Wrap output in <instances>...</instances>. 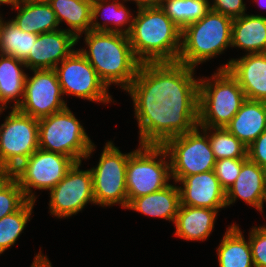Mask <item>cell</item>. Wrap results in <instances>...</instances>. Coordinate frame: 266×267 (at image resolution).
Masks as SVG:
<instances>
[{"label": "cell", "instance_id": "cell-33", "mask_svg": "<svg viewBox=\"0 0 266 267\" xmlns=\"http://www.w3.org/2000/svg\"><path fill=\"white\" fill-rule=\"evenodd\" d=\"M245 160L232 158L216 160L213 171L225 191L234 184Z\"/></svg>", "mask_w": 266, "mask_h": 267}, {"label": "cell", "instance_id": "cell-22", "mask_svg": "<svg viewBox=\"0 0 266 267\" xmlns=\"http://www.w3.org/2000/svg\"><path fill=\"white\" fill-rule=\"evenodd\" d=\"M179 207V188L169 184L161 190L134 198L126 209L175 222Z\"/></svg>", "mask_w": 266, "mask_h": 267}, {"label": "cell", "instance_id": "cell-13", "mask_svg": "<svg viewBox=\"0 0 266 267\" xmlns=\"http://www.w3.org/2000/svg\"><path fill=\"white\" fill-rule=\"evenodd\" d=\"M34 75L26 77L24 96L16 108L20 112L40 119L67 108L63 92L54 69H34Z\"/></svg>", "mask_w": 266, "mask_h": 267}, {"label": "cell", "instance_id": "cell-11", "mask_svg": "<svg viewBox=\"0 0 266 267\" xmlns=\"http://www.w3.org/2000/svg\"><path fill=\"white\" fill-rule=\"evenodd\" d=\"M74 163L71 157L38 148L11 172V175L17 180L25 197L30 201H36L37 197L31 188L39 190L54 188Z\"/></svg>", "mask_w": 266, "mask_h": 267}, {"label": "cell", "instance_id": "cell-6", "mask_svg": "<svg viewBox=\"0 0 266 267\" xmlns=\"http://www.w3.org/2000/svg\"><path fill=\"white\" fill-rule=\"evenodd\" d=\"M39 148L82 162L90 157L94 143L69 107L38 119Z\"/></svg>", "mask_w": 266, "mask_h": 267}, {"label": "cell", "instance_id": "cell-36", "mask_svg": "<svg viewBox=\"0 0 266 267\" xmlns=\"http://www.w3.org/2000/svg\"><path fill=\"white\" fill-rule=\"evenodd\" d=\"M247 156L266 169V130L248 147Z\"/></svg>", "mask_w": 266, "mask_h": 267}, {"label": "cell", "instance_id": "cell-34", "mask_svg": "<svg viewBox=\"0 0 266 267\" xmlns=\"http://www.w3.org/2000/svg\"><path fill=\"white\" fill-rule=\"evenodd\" d=\"M249 244L255 267H266V226L253 227L249 233Z\"/></svg>", "mask_w": 266, "mask_h": 267}, {"label": "cell", "instance_id": "cell-31", "mask_svg": "<svg viewBox=\"0 0 266 267\" xmlns=\"http://www.w3.org/2000/svg\"><path fill=\"white\" fill-rule=\"evenodd\" d=\"M212 131L214 132H211ZM208 135L215 159H247L248 148L226 128H208Z\"/></svg>", "mask_w": 266, "mask_h": 267}, {"label": "cell", "instance_id": "cell-29", "mask_svg": "<svg viewBox=\"0 0 266 267\" xmlns=\"http://www.w3.org/2000/svg\"><path fill=\"white\" fill-rule=\"evenodd\" d=\"M209 0H161L160 8L182 30L210 10Z\"/></svg>", "mask_w": 266, "mask_h": 267}, {"label": "cell", "instance_id": "cell-16", "mask_svg": "<svg viewBox=\"0 0 266 267\" xmlns=\"http://www.w3.org/2000/svg\"><path fill=\"white\" fill-rule=\"evenodd\" d=\"M179 187L180 205L215 209L226 206V191L213 170L192 174L182 178Z\"/></svg>", "mask_w": 266, "mask_h": 267}, {"label": "cell", "instance_id": "cell-41", "mask_svg": "<svg viewBox=\"0 0 266 267\" xmlns=\"http://www.w3.org/2000/svg\"><path fill=\"white\" fill-rule=\"evenodd\" d=\"M258 2V4L261 6V7H263V9L265 8L266 9V5H262L261 3H259L260 1H262V0H255V2ZM263 3H264V0H263Z\"/></svg>", "mask_w": 266, "mask_h": 267}, {"label": "cell", "instance_id": "cell-35", "mask_svg": "<svg viewBox=\"0 0 266 267\" xmlns=\"http://www.w3.org/2000/svg\"><path fill=\"white\" fill-rule=\"evenodd\" d=\"M209 6L211 10L229 16L232 19L246 14V5L243 0H213V4H209Z\"/></svg>", "mask_w": 266, "mask_h": 267}, {"label": "cell", "instance_id": "cell-19", "mask_svg": "<svg viewBox=\"0 0 266 267\" xmlns=\"http://www.w3.org/2000/svg\"><path fill=\"white\" fill-rule=\"evenodd\" d=\"M225 128L248 148L266 130V102L246 99Z\"/></svg>", "mask_w": 266, "mask_h": 267}, {"label": "cell", "instance_id": "cell-2", "mask_svg": "<svg viewBox=\"0 0 266 267\" xmlns=\"http://www.w3.org/2000/svg\"><path fill=\"white\" fill-rule=\"evenodd\" d=\"M128 34L133 53L142 63L177 62L181 29L160 8H138Z\"/></svg>", "mask_w": 266, "mask_h": 267}, {"label": "cell", "instance_id": "cell-39", "mask_svg": "<svg viewBox=\"0 0 266 267\" xmlns=\"http://www.w3.org/2000/svg\"><path fill=\"white\" fill-rule=\"evenodd\" d=\"M10 175L11 172L0 162V184L4 182Z\"/></svg>", "mask_w": 266, "mask_h": 267}, {"label": "cell", "instance_id": "cell-40", "mask_svg": "<svg viewBox=\"0 0 266 267\" xmlns=\"http://www.w3.org/2000/svg\"><path fill=\"white\" fill-rule=\"evenodd\" d=\"M18 0H0V4H11V7H13Z\"/></svg>", "mask_w": 266, "mask_h": 267}, {"label": "cell", "instance_id": "cell-20", "mask_svg": "<svg viewBox=\"0 0 266 267\" xmlns=\"http://www.w3.org/2000/svg\"><path fill=\"white\" fill-rule=\"evenodd\" d=\"M13 9L18 14L12 21L24 32L39 35L59 30L58 20L49 2L18 0Z\"/></svg>", "mask_w": 266, "mask_h": 267}, {"label": "cell", "instance_id": "cell-38", "mask_svg": "<svg viewBox=\"0 0 266 267\" xmlns=\"http://www.w3.org/2000/svg\"><path fill=\"white\" fill-rule=\"evenodd\" d=\"M122 1H134L138 8L143 7H156L160 5L161 0H122Z\"/></svg>", "mask_w": 266, "mask_h": 267}, {"label": "cell", "instance_id": "cell-27", "mask_svg": "<svg viewBox=\"0 0 266 267\" xmlns=\"http://www.w3.org/2000/svg\"><path fill=\"white\" fill-rule=\"evenodd\" d=\"M92 0V20H91V31H106L115 32L128 35L131 31L133 24V17L127 10L125 5L119 0ZM110 3V4H109ZM109 14L108 19L106 17L103 24L97 22L98 16L104 13V16ZM102 13V14H101ZM103 18V17H102ZM108 21V22H107ZM114 24L113 27H108L109 24ZM126 24L128 25L126 28ZM125 27L124 29L122 27ZM119 27V28H118ZM122 28V29H121Z\"/></svg>", "mask_w": 266, "mask_h": 267}, {"label": "cell", "instance_id": "cell-15", "mask_svg": "<svg viewBox=\"0 0 266 267\" xmlns=\"http://www.w3.org/2000/svg\"><path fill=\"white\" fill-rule=\"evenodd\" d=\"M77 42V38L64 29L39 34L23 62L31 70L54 69L75 51L72 47Z\"/></svg>", "mask_w": 266, "mask_h": 267}, {"label": "cell", "instance_id": "cell-3", "mask_svg": "<svg viewBox=\"0 0 266 267\" xmlns=\"http://www.w3.org/2000/svg\"><path fill=\"white\" fill-rule=\"evenodd\" d=\"M87 50L78 49L107 86L126 90L136 77L140 62L136 59L128 35L106 31L85 33Z\"/></svg>", "mask_w": 266, "mask_h": 267}, {"label": "cell", "instance_id": "cell-32", "mask_svg": "<svg viewBox=\"0 0 266 267\" xmlns=\"http://www.w3.org/2000/svg\"><path fill=\"white\" fill-rule=\"evenodd\" d=\"M27 201L17 180L10 175L0 184V219L18 211Z\"/></svg>", "mask_w": 266, "mask_h": 267}, {"label": "cell", "instance_id": "cell-9", "mask_svg": "<svg viewBox=\"0 0 266 267\" xmlns=\"http://www.w3.org/2000/svg\"><path fill=\"white\" fill-rule=\"evenodd\" d=\"M133 152L123 154L113 142L106 143L97 166L90 169L95 204L127 208L126 165Z\"/></svg>", "mask_w": 266, "mask_h": 267}, {"label": "cell", "instance_id": "cell-23", "mask_svg": "<svg viewBox=\"0 0 266 267\" xmlns=\"http://www.w3.org/2000/svg\"><path fill=\"white\" fill-rule=\"evenodd\" d=\"M231 47H238L247 54L266 53V17L244 14L233 19Z\"/></svg>", "mask_w": 266, "mask_h": 267}, {"label": "cell", "instance_id": "cell-26", "mask_svg": "<svg viewBox=\"0 0 266 267\" xmlns=\"http://www.w3.org/2000/svg\"><path fill=\"white\" fill-rule=\"evenodd\" d=\"M59 25L62 21L70 27L65 29L79 41L82 33L91 31L92 0H52L49 2Z\"/></svg>", "mask_w": 266, "mask_h": 267}, {"label": "cell", "instance_id": "cell-10", "mask_svg": "<svg viewBox=\"0 0 266 267\" xmlns=\"http://www.w3.org/2000/svg\"><path fill=\"white\" fill-rule=\"evenodd\" d=\"M38 148V119L12 108L0 126V162L13 172Z\"/></svg>", "mask_w": 266, "mask_h": 267}, {"label": "cell", "instance_id": "cell-8", "mask_svg": "<svg viewBox=\"0 0 266 267\" xmlns=\"http://www.w3.org/2000/svg\"><path fill=\"white\" fill-rule=\"evenodd\" d=\"M208 134V127L197 126L192 131L168 139L162 145L168 154L171 177L175 183L186 176L214 169L216 159Z\"/></svg>", "mask_w": 266, "mask_h": 267}, {"label": "cell", "instance_id": "cell-37", "mask_svg": "<svg viewBox=\"0 0 266 267\" xmlns=\"http://www.w3.org/2000/svg\"><path fill=\"white\" fill-rule=\"evenodd\" d=\"M41 252L42 251L40 250V252L34 257L31 267H52L47 256H44Z\"/></svg>", "mask_w": 266, "mask_h": 267}, {"label": "cell", "instance_id": "cell-24", "mask_svg": "<svg viewBox=\"0 0 266 267\" xmlns=\"http://www.w3.org/2000/svg\"><path fill=\"white\" fill-rule=\"evenodd\" d=\"M22 67L26 65L18 58L0 54V109H7L10 101H15L12 108L21 104L27 77Z\"/></svg>", "mask_w": 266, "mask_h": 267}, {"label": "cell", "instance_id": "cell-1", "mask_svg": "<svg viewBox=\"0 0 266 267\" xmlns=\"http://www.w3.org/2000/svg\"><path fill=\"white\" fill-rule=\"evenodd\" d=\"M179 62L140 64L126 91L134 103L139 145L162 146L198 126L199 79Z\"/></svg>", "mask_w": 266, "mask_h": 267}, {"label": "cell", "instance_id": "cell-14", "mask_svg": "<svg viewBox=\"0 0 266 267\" xmlns=\"http://www.w3.org/2000/svg\"><path fill=\"white\" fill-rule=\"evenodd\" d=\"M81 161L75 162L66 176L50 189L51 215L68 218L80 212L88 203L95 204L92 173L80 170Z\"/></svg>", "mask_w": 266, "mask_h": 267}, {"label": "cell", "instance_id": "cell-25", "mask_svg": "<svg viewBox=\"0 0 266 267\" xmlns=\"http://www.w3.org/2000/svg\"><path fill=\"white\" fill-rule=\"evenodd\" d=\"M217 248L219 267H255L251 247L240 228L232 224Z\"/></svg>", "mask_w": 266, "mask_h": 267}, {"label": "cell", "instance_id": "cell-30", "mask_svg": "<svg viewBox=\"0 0 266 267\" xmlns=\"http://www.w3.org/2000/svg\"><path fill=\"white\" fill-rule=\"evenodd\" d=\"M35 201L28 200L18 211L0 219V254L13 246L30 220Z\"/></svg>", "mask_w": 266, "mask_h": 267}, {"label": "cell", "instance_id": "cell-21", "mask_svg": "<svg viewBox=\"0 0 266 267\" xmlns=\"http://www.w3.org/2000/svg\"><path fill=\"white\" fill-rule=\"evenodd\" d=\"M217 214L215 209L180 205L175 235L188 241H204L214 228Z\"/></svg>", "mask_w": 266, "mask_h": 267}, {"label": "cell", "instance_id": "cell-12", "mask_svg": "<svg viewBox=\"0 0 266 267\" xmlns=\"http://www.w3.org/2000/svg\"><path fill=\"white\" fill-rule=\"evenodd\" d=\"M60 64L61 66H56L54 70L63 95H73L104 104L112 102L107 86L79 50H75Z\"/></svg>", "mask_w": 266, "mask_h": 267}, {"label": "cell", "instance_id": "cell-28", "mask_svg": "<svg viewBox=\"0 0 266 267\" xmlns=\"http://www.w3.org/2000/svg\"><path fill=\"white\" fill-rule=\"evenodd\" d=\"M0 17V54L24 61L36 42L37 34L22 31L12 20Z\"/></svg>", "mask_w": 266, "mask_h": 267}, {"label": "cell", "instance_id": "cell-18", "mask_svg": "<svg viewBox=\"0 0 266 267\" xmlns=\"http://www.w3.org/2000/svg\"><path fill=\"white\" fill-rule=\"evenodd\" d=\"M240 198L248 205L263 213L266 201V169L247 158L242 165L239 176L226 191V206Z\"/></svg>", "mask_w": 266, "mask_h": 267}, {"label": "cell", "instance_id": "cell-4", "mask_svg": "<svg viewBox=\"0 0 266 267\" xmlns=\"http://www.w3.org/2000/svg\"><path fill=\"white\" fill-rule=\"evenodd\" d=\"M233 19L209 10L200 20L181 30V48L177 62L195 68L220 55L231 46Z\"/></svg>", "mask_w": 266, "mask_h": 267}, {"label": "cell", "instance_id": "cell-7", "mask_svg": "<svg viewBox=\"0 0 266 267\" xmlns=\"http://www.w3.org/2000/svg\"><path fill=\"white\" fill-rule=\"evenodd\" d=\"M167 158L169 157L166 150L156 145H140L128 157L126 165L128 204L134 198L148 195L169 185V179L172 177L170 160Z\"/></svg>", "mask_w": 266, "mask_h": 267}, {"label": "cell", "instance_id": "cell-5", "mask_svg": "<svg viewBox=\"0 0 266 267\" xmlns=\"http://www.w3.org/2000/svg\"><path fill=\"white\" fill-rule=\"evenodd\" d=\"M207 79H199L198 126L225 128L246 100L245 94L228 69H218L212 81Z\"/></svg>", "mask_w": 266, "mask_h": 267}, {"label": "cell", "instance_id": "cell-17", "mask_svg": "<svg viewBox=\"0 0 266 267\" xmlns=\"http://www.w3.org/2000/svg\"><path fill=\"white\" fill-rule=\"evenodd\" d=\"M218 69H228L237 79L246 99L266 102V53L245 54Z\"/></svg>", "mask_w": 266, "mask_h": 267}, {"label": "cell", "instance_id": "cell-42", "mask_svg": "<svg viewBox=\"0 0 266 267\" xmlns=\"http://www.w3.org/2000/svg\"><path fill=\"white\" fill-rule=\"evenodd\" d=\"M37 1L50 2V1H52V0H37Z\"/></svg>", "mask_w": 266, "mask_h": 267}]
</instances>
